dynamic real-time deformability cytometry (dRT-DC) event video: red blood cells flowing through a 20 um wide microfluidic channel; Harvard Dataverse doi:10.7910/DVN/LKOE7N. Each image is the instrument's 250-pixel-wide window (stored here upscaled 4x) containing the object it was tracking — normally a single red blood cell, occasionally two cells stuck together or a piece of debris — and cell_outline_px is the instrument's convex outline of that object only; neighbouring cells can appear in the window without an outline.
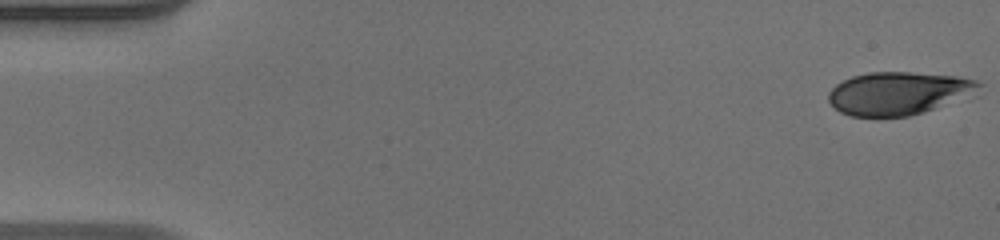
{"species": "human", "species_latin": "Homo sapiens", "temperature_condition": "warm", "stored_images_in_passage": 51, "camera_frame_rate_fps": 3000, "um_per_image_px": 0.085, "donor": {"sex": "male"}, "frame": {"image": 1, "passage_image": 1, "time_ms": 0.0, "image_size_px": [1000, 240], "cell_outline_px": [[984, 84], [980, 96], [908, 116], [852, 116], [840, 112], [828, 100], [828, 92], [836, 84], [852, 76], [868, 72], [912, 72], [956, 76], [976, 80]], "centroid_in_image_um": [76.52, 7.92], "position_along_channel_um": 8.5, "area_um2": 38.44}}
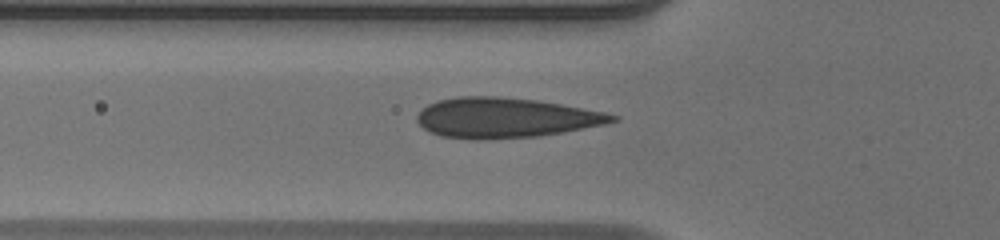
{"frame": {"image": 2, "passage_image": 18, "time_ms": 5.667, "image_size_px": [1000, 240], "cell_outline_px": [[620, 120], [604, 124], [564, 132], [540, 136], [480, 140], [476, 140], [440, 136], [424, 128], [416, 120], [416, 116], [428, 104], [440, 100], [460, 96], [496, 96], [536, 100], [608, 112], [620, 116]], "centroid_in_image_um": [43.0, 10.01], "position_along_channel_um": 82.8, "area_um2": 45.66}}
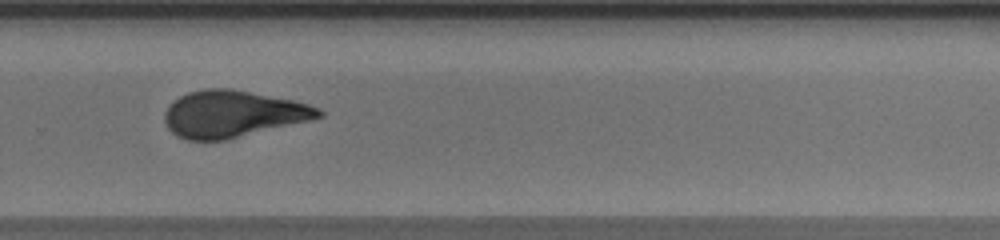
{"frame": {"image": 3, "passage_image": 35, "time_ms": 11.333, "image_size_px": [1000, 240], "cell_outline_px": [[324, 116], [308, 120], [224, 140], [188, 140], [176, 136], [168, 128], [164, 120], [164, 112], [168, 104], [180, 96], [188, 92], [204, 88], [228, 88], [292, 100], [308, 104], [320, 108], [324, 112]], "centroid_in_image_um": [19.73, 9.68], "position_along_channel_um": 310.1, "area_um2": 41.62}}